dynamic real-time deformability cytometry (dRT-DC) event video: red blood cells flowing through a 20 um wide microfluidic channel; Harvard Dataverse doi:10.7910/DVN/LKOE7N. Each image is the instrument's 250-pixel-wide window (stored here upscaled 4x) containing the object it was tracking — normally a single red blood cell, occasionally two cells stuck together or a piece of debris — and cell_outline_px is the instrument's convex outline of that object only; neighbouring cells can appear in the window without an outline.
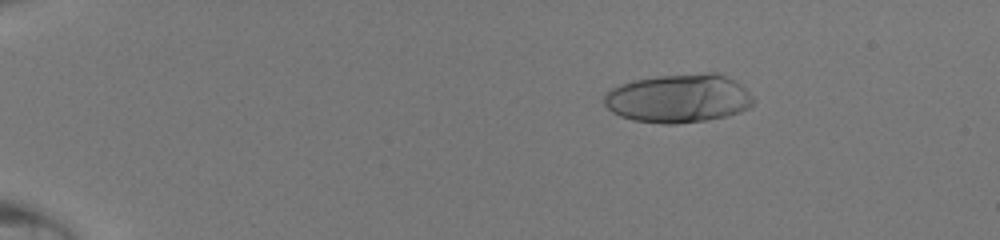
{"species": "human", "species_latin": "Homo sapiens", "temperature_condition": "room temperature", "stored_images_in_passage": 48, "camera_frame_rate_fps": 3000, "um_per_image_px": 0.085, "donor": {"sex": "male"}, "frame": {"image": 1, "passage_image": 9, "time_ms": 2.667, "image_size_px": [1000, 240], "cell_outline_px": [[756, 100], [748, 108], [724, 116], [708, 120], [676, 124], [664, 124], [632, 120], [620, 116], [612, 112], [604, 104], [604, 92], [620, 84], [632, 80], [656, 76], [704, 72], [716, 72], [740, 84]], "centroid_in_image_um": [57.64, 8.35], "position_along_channel_um": 27.4, "area_um2": 42.43}}
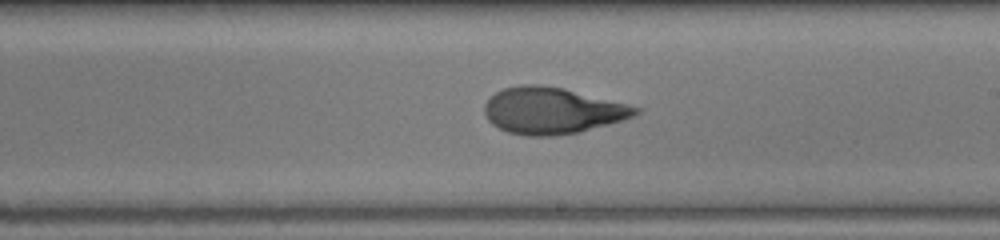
{"frame": {"image": 2, "passage_image": 31, "time_ms": 10.0, "image_size_px": [1000, 240], "cell_outline_px": [[640, 112], [624, 120], [580, 132], [552, 136], [528, 136], [508, 132], [492, 124], [488, 120], [484, 112], [484, 104], [496, 92], [504, 88], [520, 84], [540, 84], [564, 88], [640, 108]], "centroid_in_image_um": [46.9, 9.4], "position_along_channel_um": 242.1, "area_um2": 40.69}}
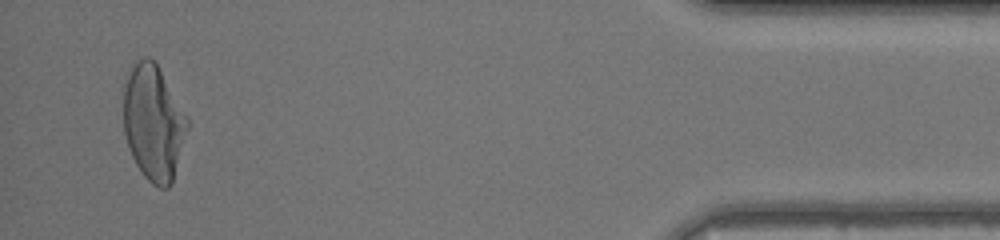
{"frame": {"image": 3, "passage_image": 47, "time_ms": 15.333, "image_size_px": [1000, 240], "cell_outline_px": [[188, 128], [172, 184], [168, 188], [160, 188], [152, 184], [144, 176], [136, 164], [128, 148], [124, 132], [124, 88], [128, 76], [136, 60], [148, 56], [156, 64], [188, 116]], "centroid_in_image_um": [13.05, 10.46], "position_along_channel_um": 422.1, "area_um2": 42.71}}